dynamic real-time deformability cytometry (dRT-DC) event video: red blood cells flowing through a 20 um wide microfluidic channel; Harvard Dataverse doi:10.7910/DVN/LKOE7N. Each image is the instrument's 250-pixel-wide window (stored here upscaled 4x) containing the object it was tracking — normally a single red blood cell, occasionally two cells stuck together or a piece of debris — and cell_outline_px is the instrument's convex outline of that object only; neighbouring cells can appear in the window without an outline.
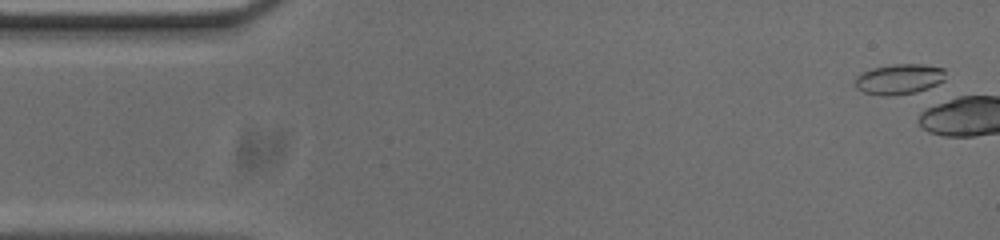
{"species": "common noctule bat (a hibernating species)", "species_latin": "Nyctalus noctula", "temperature_condition": "cold", "stored_images_in_passage": 5, "camera_frame_rate_fps": 3000, "um_per_image_px": 0.085, "animal": {"sex": "male", "body_mass_g": 20.0, "forearm_length_mm": 53.3}, "frame": {"image": 1, "passage_image": 2, "time_ms": 0.333, "image_size_px": [1000, 240], "cell_outline_px": [[944, 80], [928, 88], [916, 92], [888, 96], [884, 96], [864, 92], [856, 88], [856, 76], [860, 72], [872, 68], [892, 64], [924, 64], [944, 68]], "centroid_in_image_um": [76.41, 6.71], "position_along_channel_um": 8.6, "area_um2": 16.01}}